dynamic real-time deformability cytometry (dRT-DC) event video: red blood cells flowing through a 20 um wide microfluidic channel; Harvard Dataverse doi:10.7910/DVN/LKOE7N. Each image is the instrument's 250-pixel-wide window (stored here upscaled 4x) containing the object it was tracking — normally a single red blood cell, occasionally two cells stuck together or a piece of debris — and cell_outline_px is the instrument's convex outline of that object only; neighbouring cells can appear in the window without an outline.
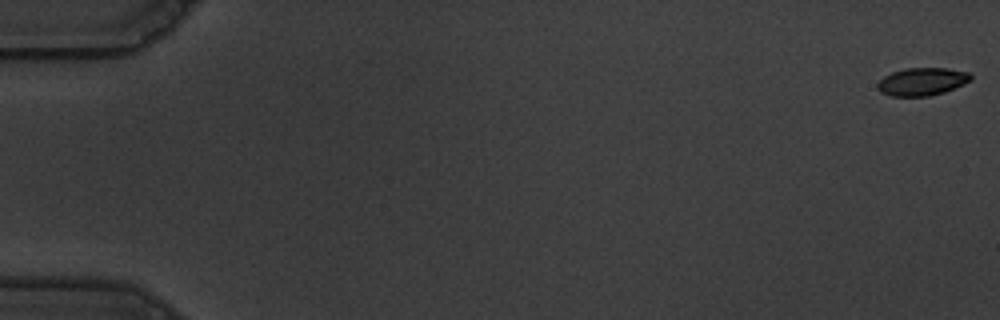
{"species": "common noctule bat (a hibernating species)", "species_latin": "Nyctalus noctula", "temperature_condition": "warm", "stored_images_in_passage": 16, "camera_frame_rate_fps": 3000, "um_per_image_px": 0.085, "animal": {"sex": "male", "body_mass_g": 19.5, "forearm_length_mm": 54.6}, "frame": {"image": 1, "passage_image": 1, "time_ms": 0.0, "image_size_px": [1000, 320], "cell_outline_px": [[972, 80], [964, 84], [944, 92], [928, 96], [892, 96], [880, 92], [876, 88], [876, 84], [884, 76], [892, 72], [904, 68], [948, 68], [968, 72], [972, 76]], "centroid_in_image_um": [78.37, 6.93], "position_along_channel_um": 6.6, "area_um2": 15.2}}
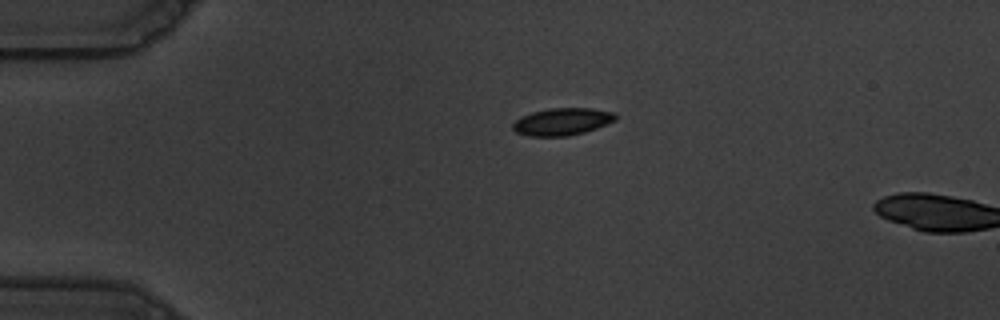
{"frame": {"image": 2, "passage_image": 14, "time_ms": 4.333, "image_size_px": [1000, 320], "cell_outline_px": [[616, 120], [596, 128], [584, 132], [568, 136], [528, 136], [516, 132], [512, 128], [512, 124], [520, 116], [532, 112], [548, 108], [592, 108], [616, 112]], "centroid_in_image_um": [47.78, 10.33], "position_along_channel_um": 37.2, "area_um2": 16.42}}